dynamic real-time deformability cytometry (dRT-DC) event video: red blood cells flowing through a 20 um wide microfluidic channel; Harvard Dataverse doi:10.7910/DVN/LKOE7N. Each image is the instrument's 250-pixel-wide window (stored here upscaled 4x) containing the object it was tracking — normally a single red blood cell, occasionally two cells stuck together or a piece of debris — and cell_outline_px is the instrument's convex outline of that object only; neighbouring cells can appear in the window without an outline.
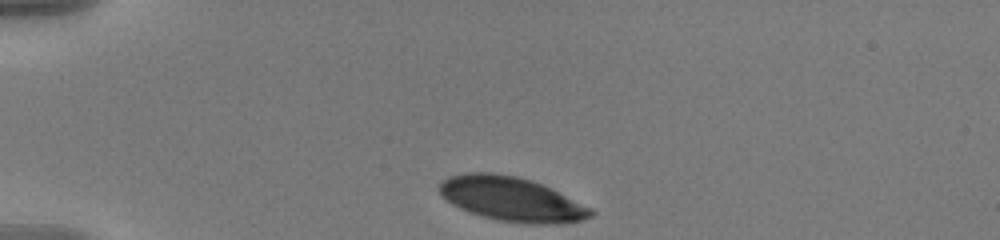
{"species": "human", "species_latin": "Homo sapiens", "temperature_condition": "warm", "stored_images_in_passage": 38, "camera_frame_rate_fps": 3000, "um_per_image_px": 0.085, "donor": {"sex": "male"}, "frame": {"image": 1, "passage_image": 1, "time_ms": 0.0, "image_size_px": [1000, 240], "cell_outline_px": [[596, 212], [592, 216], [584, 220], [564, 224], [532, 224], [500, 220], [484, 216], [460, 208], [452, 204], [436, 188], [448, 176], [464, 172], [492, 172], [516, 176], [532, 180], [592, 208]], "centroid_in_image_um": [43.51, 16.92], "position_along_channel_um": 41.5, "area_um2": 38.9}}
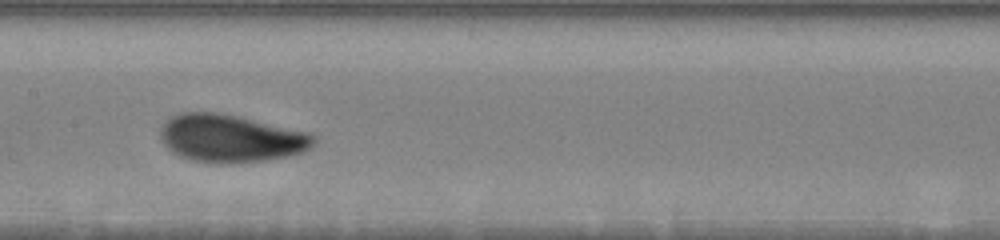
{"frame": {"image": 2, "passage_image": 17, "time_ms": 5.333, "image_size_px": [1000, 240], "cell_outline_px": [[316, 140], [312, 148], [288, 156], [264, 160], [228, 164], [220, 164], [192, 160], [180, 156], [172, 152], [160, 140], [160, 128], [168, 116], [180, 112], [220, 112], [240, 116], [308, 132], [316, 136]], "centroid_in_image_um": [19.58, 11.75], "position_along_channel_um": 187.8, "area_um2": 43.12}}
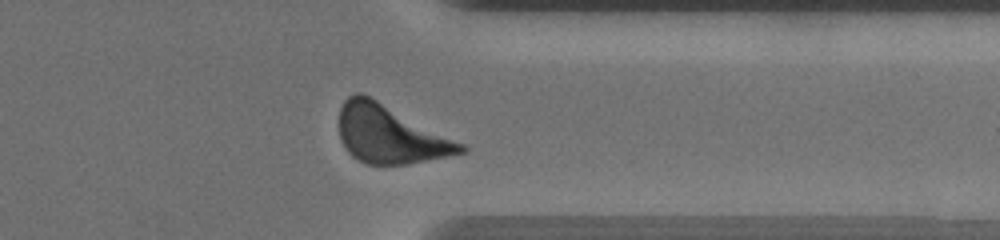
{"frame": {"image": 3, "passage_image": 33, "time_ms": 10.667, "image_size_px": [1000, 240], "cell_outline_px": [[468, 148], [464, 152], [448, 156], [408, 164], [368, 164], [352, 156], [348, 152], [340, 140], [340, 108], [344, 100], [348, 96], [356, 92], [360, 92], [464, 144]], "centroid_in_image_um": [33.13, 11.43], "position_along_channel_um": 378.3, "area_um2": 40.34}, "authors_computed_cell_mechanics": {"area_um2": 40.46, "velocity_mm_per_s": 3.5919, "shape_relaxation_time_tau1_ms": 2.2393, "shape_relaxation_time_tau2_ms": null, "deformation_change_tau1": 0.1365, "deformation_change_tau2": null}}